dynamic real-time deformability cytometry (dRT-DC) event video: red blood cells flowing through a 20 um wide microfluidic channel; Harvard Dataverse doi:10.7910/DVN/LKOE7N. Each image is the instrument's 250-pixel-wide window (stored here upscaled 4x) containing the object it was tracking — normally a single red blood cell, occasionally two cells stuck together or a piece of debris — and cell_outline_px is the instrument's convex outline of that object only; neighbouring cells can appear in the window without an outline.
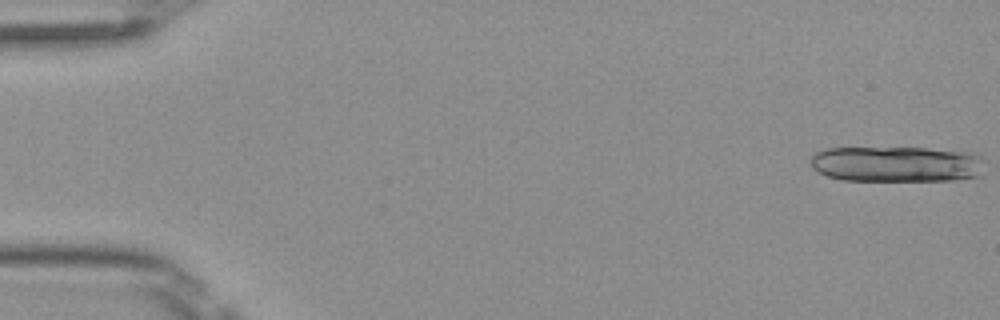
{"species": "Egyptian fruit bat (a non-hibernating species)", "species_latin": "Rousettus aegyptiacus", "temperature_condition": "room temperature", "stored_images_in_passage": 14, "camera_frame_rate_fps": 3000, "um_per_image_px": 0.085, "frame": {"image": 1, "passage_image": 1, "time_ms": 0.0, "image_size_px": [1000, 320], "cell_outline_px": [[980, 156], [976, 176], [952, 180], [844, 180], [828, 176], [812, 168], [812, 156], [816, 152], [828, 148], [960, 148], [976, 152]], "centroid_in_image_um": [76.22, 13.91], "position_along_channel_um": 8.8, "area_um2": 36.18}}